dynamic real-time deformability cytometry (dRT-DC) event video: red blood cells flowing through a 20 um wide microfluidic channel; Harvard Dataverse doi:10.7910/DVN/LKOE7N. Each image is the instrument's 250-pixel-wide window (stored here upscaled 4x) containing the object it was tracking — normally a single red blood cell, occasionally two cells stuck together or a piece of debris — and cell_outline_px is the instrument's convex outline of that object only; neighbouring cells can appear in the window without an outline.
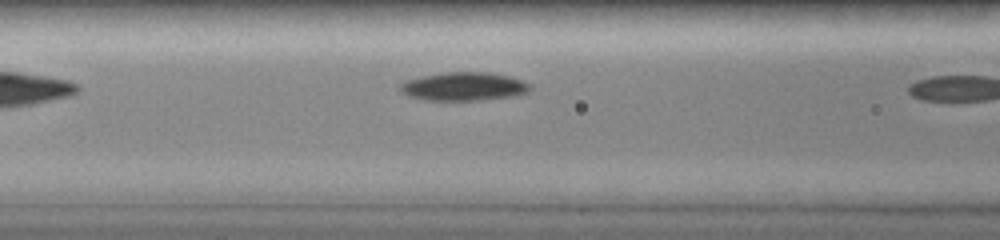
{"species": "common noctule bat (a hibernating species)", "species_latin": "Nyctalus noctula", "temperature_condition": "room temperature", "stored_images_in_passage": 8, "camera_frame_rate_fps": 3000, "um_per_image_px": 0.085, "animal": {"sex": "female", "body_mass_g": 19.0, "forearm_length_mm": 51.5}, "frame": {"image": 1, "passage_image": 7, "time_ms": 2.0, "image_size_px": [1000, 240], "cell_outline_px": [[528, 88], [524, 92], [512, 96], [480, 100], [424, 100], [412, 96], [404, 92], [400, 88], [400, 84], [408, 80], [440, 72], [488, 72], [508, 76], [520, 80], [528, 84]], "centroid_in_image_um": [39.39, 7.34], "position_along_channel_um": 127.2, "area_um2": 20.92}}